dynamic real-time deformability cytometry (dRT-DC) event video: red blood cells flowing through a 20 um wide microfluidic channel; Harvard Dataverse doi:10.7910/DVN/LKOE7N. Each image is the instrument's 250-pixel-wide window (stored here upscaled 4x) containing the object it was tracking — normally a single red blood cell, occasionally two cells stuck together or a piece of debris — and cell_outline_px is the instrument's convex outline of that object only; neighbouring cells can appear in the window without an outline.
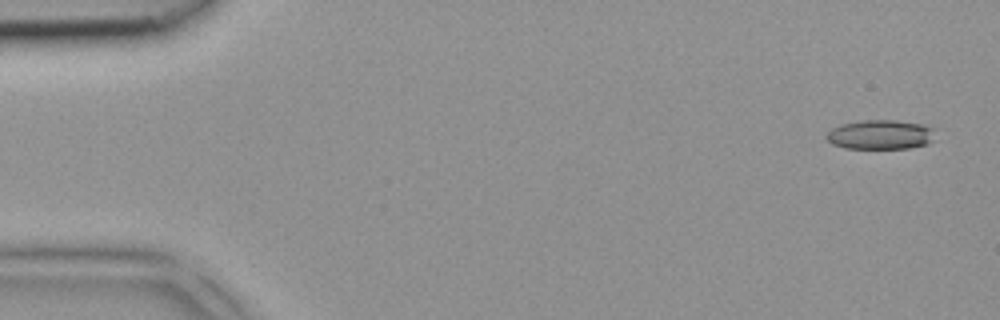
{"species": "common noctule bat (a hibernating species)", "species_latin": "Nyctalus noctula", "temperature_condition": "room temperature", "stored_images_in_passage": 5, "segment_of_instrument_passage": [2, 2], "camera_frame_rate_fps": 3000, "um_per_image_px": 0.085, "animal": {"sex": "female", "body_mass_g": 18.4}, "frame": {"image": 1, "passage_image": 5, "time_ms": 1.333, "image_size_px": [1000, 320], "cell_outline_px": [[932, 140], [928, 144], [908, 148], [844, 148], [832, 144], [824, 136], [832, 128], [840, 124], [860, 120], [896, 120], [920, 124], [932, 128]], "centroid_in_image_um": [74.77, 11.44], "position_along_channel_um": 10.2, "area_um2": 18.55}}